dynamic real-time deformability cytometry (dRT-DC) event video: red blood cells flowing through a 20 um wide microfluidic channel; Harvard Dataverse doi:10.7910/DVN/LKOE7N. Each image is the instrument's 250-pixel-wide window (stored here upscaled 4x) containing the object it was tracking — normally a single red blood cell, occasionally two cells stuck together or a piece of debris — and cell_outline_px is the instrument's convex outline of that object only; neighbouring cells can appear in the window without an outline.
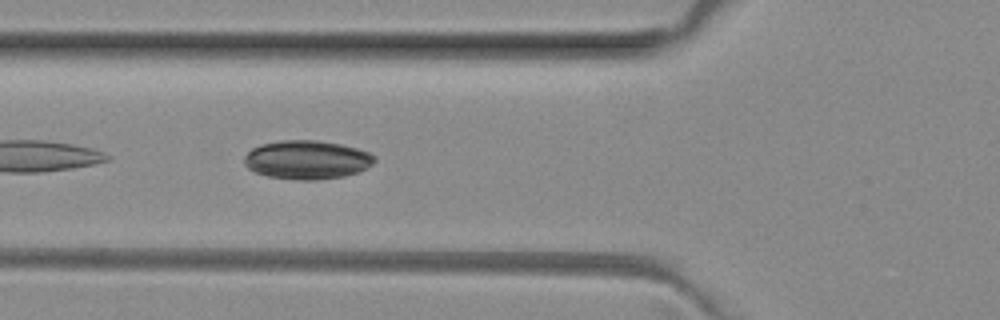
{"species": "common noctule bat (a hibernating species)", "species_latin": "Nyctalus noctula", "temperature_condition": "room temperature", "stored_images_in_passage": 16, "camera_frame_rate_fps": 3000, "um_per_image_px": 0.085, "animal": {"sex": "female", "body_mass_g": 29.2, "forearm_length_mm": 56.3}, "frame": {"image": 1, "passage_image": 4, "time_ms": 1.0, "image_size_px": [1000, 320], "cell_outline_px": [[376, 160], [368, 168], [344, 176], [316, 180], [296, 180], [268, 176], [256, 172], [248, 168], [244, 164], [244, 156], [252, 148], [260, 144], [280, 140], [316, 140], [340, 144], [356, 148], [368, 152], [376, 156]], "centroid_in_image_um": [26.09, 13.58], "position_along_channel_um": 99.7, "area_um2": 29.48}}
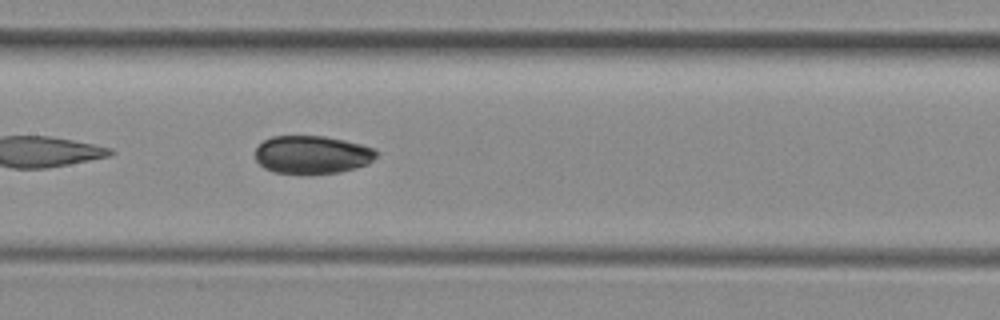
{"frame": {"image": 2, "passage_image": 10, "time_ms": 3.0, "image_size_px": [1000, 320], "cell_outline_px": [[376, 156], [368, 164], [356, 168], [340, 172], [312, 176], [304, 176], [272, 172], [264, 168], [256, 160], [256, 148], [264, 140], [272, 136], [324, 136], [344, 140], [376, 148]], "centroid_in_image_um": [26.52, 13.19], "position_along_channel_um": 180.9, "area_um2": 27.57}}
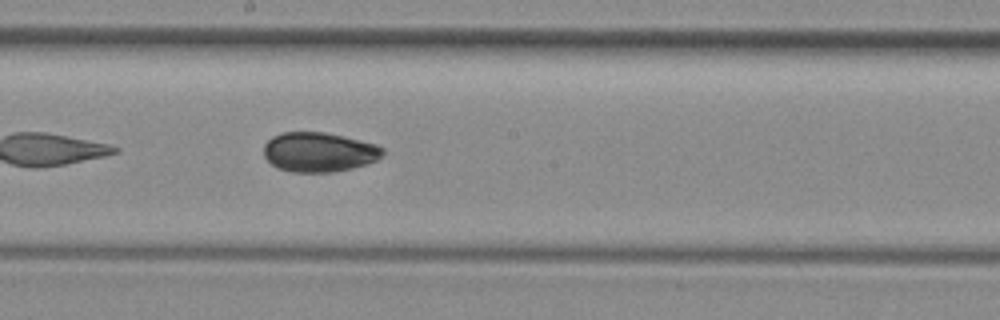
{"frame": {"image": 3, "passage_image": 13, "time_ms": 4.0, "image_size_px": [1000, 320], "cell_outline_px": [[384, 152], [376, 160], [368, 164], [352, 168], [332, 172], [292, 172], [276, 168], [264, 156], [264, 144], [272, 136], [280, 132], [324, 132], [344, 136], [376, 144], [384, 148]], "centroid_in_image_um": [27.1, 12.92], "position_along_channel_um": 221.1, "area_um2": 27.57}}